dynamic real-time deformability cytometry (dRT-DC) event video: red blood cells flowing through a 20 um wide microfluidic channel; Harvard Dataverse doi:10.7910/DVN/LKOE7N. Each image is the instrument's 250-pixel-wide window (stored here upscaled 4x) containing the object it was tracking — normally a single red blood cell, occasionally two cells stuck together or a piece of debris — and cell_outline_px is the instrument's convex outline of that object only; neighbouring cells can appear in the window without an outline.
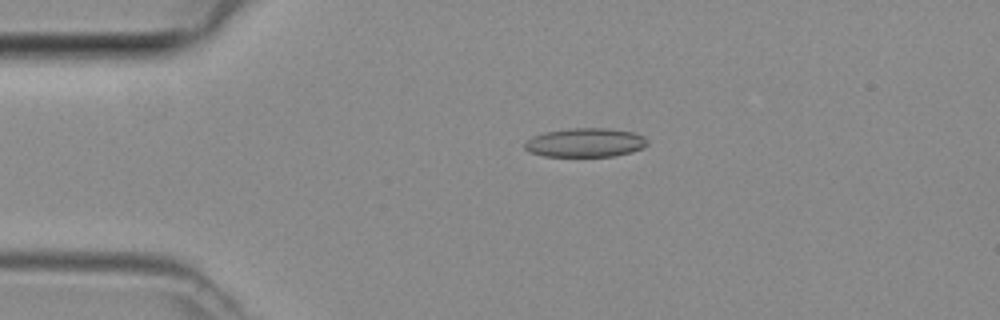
{"species": "common noctule bat (a hibernating species)", "species_latin": "Nyctalus noctula", "temperature_condition": "room temperature", "stored_images_in_passage": 3, "camera_frame_rate_fps": 3000, "um_per_image_px": 0.085, "animal": {"sex": "female", "body_mass_g": 29.2, "forearm_length_mm": 56.3}, "frame": {"image": 1, "passage_image": 2, "time_ms": 0.333, "image_size_px": [1000, 320], "cell_outline_px": [[648, 144], [644, 148], [632, 152], [612, 156], [544, 156], [528, 152], [524, 148], [524, 140], [532, 136], [544, 132], [572, 128], [604, 128], [632, 132], [644, 136], [648, 140]], "centroid_in_image_um": [49.72, 12.12], "position_along_channel_um": 35.3, "area_um2": 20.87}}